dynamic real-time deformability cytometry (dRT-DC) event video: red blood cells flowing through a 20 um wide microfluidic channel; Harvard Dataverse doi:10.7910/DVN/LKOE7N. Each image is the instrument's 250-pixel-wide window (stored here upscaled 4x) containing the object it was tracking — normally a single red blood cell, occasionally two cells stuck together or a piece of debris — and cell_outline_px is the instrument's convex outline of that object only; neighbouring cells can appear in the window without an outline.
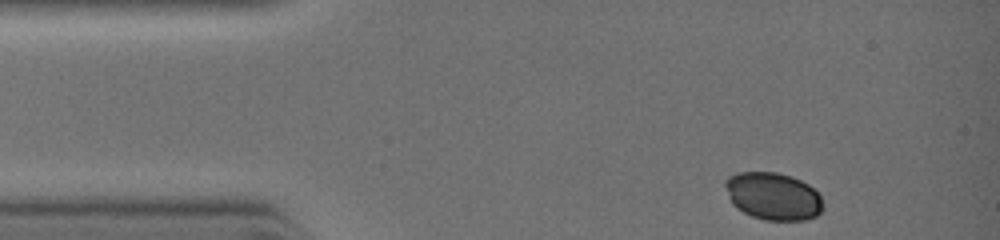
{"species": "common noctule bat (a hibernating species)", "species_latin": "Nyctalus noctula", "temperature_condition": "warm", "stored_images_in_passage": 8, "camera_frame_rate_fps": 3000, "um_per_image_px": 0.085, "animal": {"sex": "female", "body_mass_g": 19.0, "forearm_length_mm": 51.5}, "frame": {"image": 1, "passage_image": 1, "time_ms": 0.0, "image_size_px": [1000, 240], "cell_outline_px": [[824, 208], [816, 216], [808, 220], [764, 220], [752, 216], [736, 208], [732, 204], [724, 184], [724, 180], [728, 176], [736, 172], [776, 172], [792, 176], [808, 184], [820, 196]], "centroid_in_image_um": [65.7, 16.67], "position_along_channel_um": 19.3, "area_um2": 27.22}}
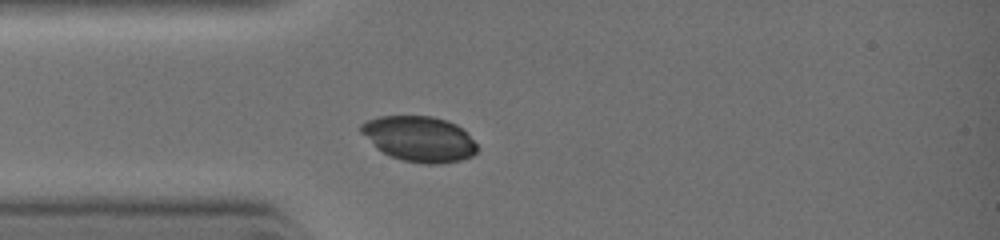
{"frame": {"image": 2, "passage_image": 5, "time_ms": 1.667, "image_size_px": [1000, 240], "cell_outline_px": [[476, 152], [472, 156], [460, 160], [440, 164], [424, 164], [404, 160], [392, 156], [376, 148], [360, 132], [360, 124], [368, 120], [380, 116], [432, 116], [456, 124], [476, 144]], "centroid_in_image_um": [35.61, 11.8], "position_along_channel_um": 49.4, "area_um2": 30.35}}